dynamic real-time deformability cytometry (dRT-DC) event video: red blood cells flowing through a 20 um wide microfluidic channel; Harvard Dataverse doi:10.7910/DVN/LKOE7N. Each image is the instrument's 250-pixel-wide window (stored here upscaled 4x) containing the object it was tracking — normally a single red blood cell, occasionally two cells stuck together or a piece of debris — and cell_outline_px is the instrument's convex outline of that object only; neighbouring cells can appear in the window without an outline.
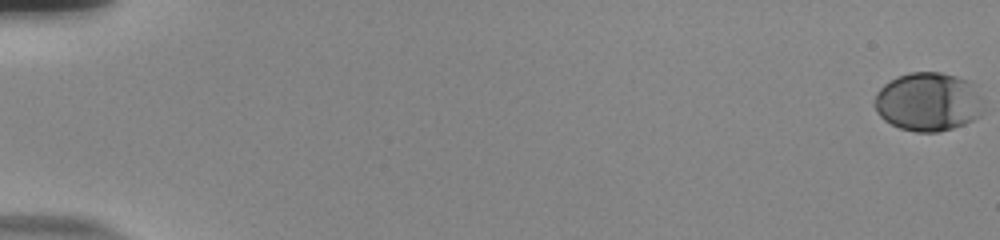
{"species": "human", "species_latin": "Homo sapiens", "temperature_condition": "room temperature", "stored_images_in_passage": 58, "camera_frame_rate_fps": 3000, "um_per_image_px": 0.085, "donor": {"sex": "male"}, "frame": {"image": 1, "passage_image": 1, "time_ms": 0.0, "image_size_px": [1000, 240], "cell_outline_px": [[984, 112], [980, 116], [964, 124], [952, 128], [936, 132], [916, 132], [900, 128], [884, 120], [876, 112], [872, 104], [872, 100], [876, 92], [884, 84], [896, 76], [912, 72], [940, 72], [956, 76], [968, 80], [976, 84], [984, 100]], "centroid_in_image_um": [78.92, 8.64], "position_along_channel_um": 6.1, "area_um2": 38.09}}
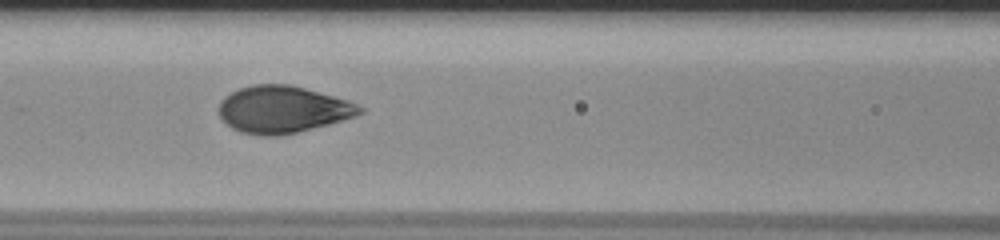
{"frame": {"image": 2, "passage_image": 28, "time_ms": 9.0, "image_size_px": [1000, 240], "cell_outline_px": [[364, 112], [356, 116], [328, 124], [296, 132], [276, 136], [260, 136], [240, 132], [232, 128], [220, 116], [220, 100], [224, 96], [240, 88], [252, 84], [288, 84], [304, 88], [348, 100], [364, 108]], "centroid_in_image_um": [24.02, 9.3], "position_along_channel_um": 142.6, "area_um2": 38.38}}
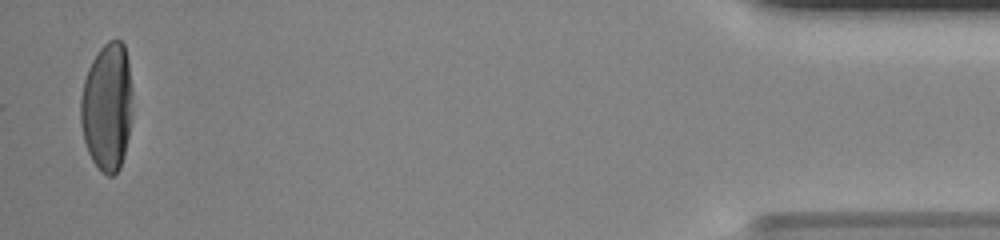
{"frame": {"image": 3, "passage_image": 57, "time_ms": 18.667, "image_size_px": [1000, 240], "cell_outline_px": [[132, 112], [128, 136], [124, 156], [120, 168], [112, 176], [108, 176], [100, 172], [92, 160], [88, 152], [84, 140], [80, 124], [80, 96], [84, 80], [88, 68], [96, 52], [108, 40], [120, 40], [124, 44], [128, 60], [132, 88]], "centroid_in_image_um": [9.1, 9.08], "position_along_channel_um": 426.1, "area_um2": 39.25}, "authors_computed_cell_mechanics": {"area_um2": 38.1191, "velocity_mm_per_s": 3.7164, "shape_relaxation_time_tau1_ms": 3.9862, "shape_relaxation_time_tau2_ms": null, "deformation_change_tau1": 0.2041, "deformation_change_tau2": null}}